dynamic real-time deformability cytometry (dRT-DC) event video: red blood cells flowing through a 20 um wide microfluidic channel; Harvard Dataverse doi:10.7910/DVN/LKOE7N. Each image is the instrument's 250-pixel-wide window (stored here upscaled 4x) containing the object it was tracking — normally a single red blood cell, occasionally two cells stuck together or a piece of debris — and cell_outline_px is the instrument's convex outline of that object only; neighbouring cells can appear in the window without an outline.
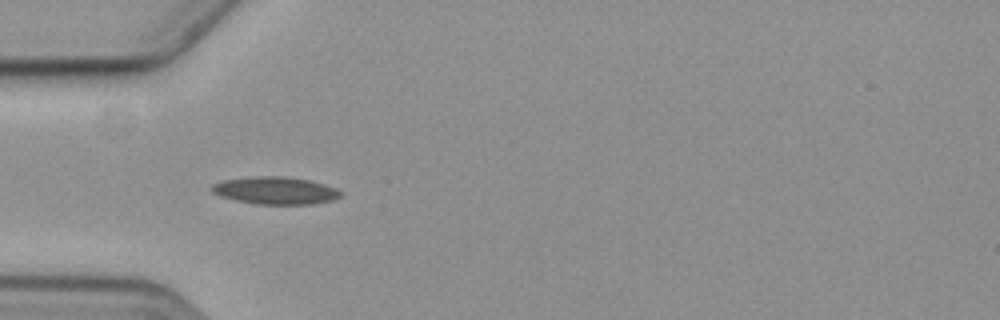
{"species": "common noctule bat (a hibernating species)", "species_latin": "Nyctalus noctula", "temperature_condition": "cold", "stored_images_in_passage": 5, "camera_frame_rate_fps": 3000, "um_per_image_px": 0.085, "animal": {"sex": "female", "body_mass_g": 19.3, "forearm_length_mm": 54.1}, "frame": {"image": 1, "passage_image": 5, "time_ms": 5.333, "image_size_px": [1000, 320], "cell_outline_px": [[340, 196], [332, 200], [312, 204], [256, 204], [236, 200], [220, 196], [212, 192], [208, 188], [212, 184], [224, 180], [256, 176], [280, 176], [308, 180], [324, 184], [336, 188], [340, 192]], "centroid_in_image_um": [23.36, 16.19], "position_along_channel_um": 61.6, "area_um2": 20.46}}